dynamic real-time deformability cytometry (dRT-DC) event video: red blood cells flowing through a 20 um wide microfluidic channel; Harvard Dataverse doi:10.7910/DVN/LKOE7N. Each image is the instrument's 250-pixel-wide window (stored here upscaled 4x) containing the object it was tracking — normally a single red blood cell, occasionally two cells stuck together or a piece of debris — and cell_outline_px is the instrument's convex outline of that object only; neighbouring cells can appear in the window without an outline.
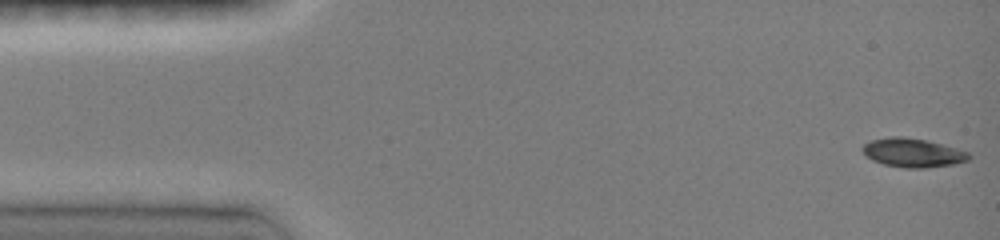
{"species": "common noctule bat (a hibernating species)", "species_latin": "Nyctalus noctula", "temperature_condition": "room temperature", "stored_images_in_passage": 46, "camera_frame_rate_fps": 3000, "um_per_image_px": 0.085, "animal": {"sex": "female", "body_mass_g": 19.0, "forearm_length_mm": 51.5}, "frame": {"image": 1, "passage_image": 1, "time_ms": 0.0, "image_size_px": [1000, 240], "cell_outline_px": [[972, 156], [968, 160], [952, 164], [924, 168], [904, 168], [884, 164], [872, 160], [860, 148], [864, 144], [872, 140], [892, 136], [900, 136], [924, 140], [940, 144], [968, 152]], "centroid_in_image_um": [77.56, 12.99], "position_along_channel_um": 7.4, "area_um2": 17.57}}
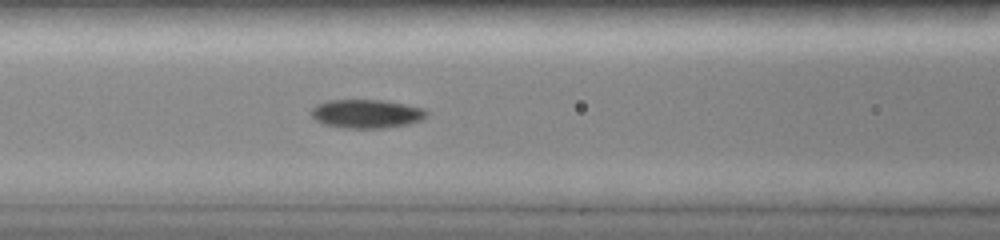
{"frame": {"image": 2, "passage_image": 19, "time_ms": 6.0, "image_size_px": [1000, 240], "cell_outline_px": [[428, 112], [420, 120], [408, 124], [384, 128], [344, 128], [324, 124], [316, 120], [312, 116], [312, 108], [316, 104], [328, 100], [384, 100], [424, 108]], "centroid_in_image_um": [31.13, 9.66], "position_along_channel_um": 135.5, "area_um2": 19.19}}
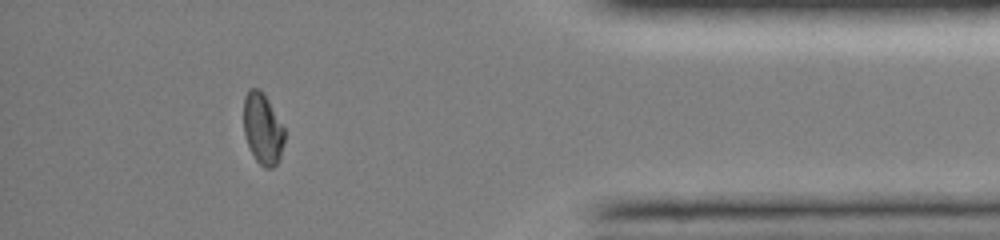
{"frame": {"image": 3, "passage_image": 41, "time_ms": 13.333, "image_size_px": [1000, 240], "cell_outline_px": [[284, 140], [280, 160], [272, 168], [264, 168], [256, 160], [248, 144], [244, 132], [244, 96], [248, 88], [260, 88], [264, 92], [284, 128]], "centroid_in_image_um": [22.33, 10.92], "position_along_channel_um": 412.9, "area_um2": 16.99}, "authors_computed_cell_mechanics": {"area_um2": 17.6579, "velocity_mm_per_s": 4.1424, "shape_relaxation_time_tau1_ms": 5.394, "shape_relaxation_time_tau2_ms": null, "deformation_change_tau1": 0.1455, "deformation_change_tau2": null}}